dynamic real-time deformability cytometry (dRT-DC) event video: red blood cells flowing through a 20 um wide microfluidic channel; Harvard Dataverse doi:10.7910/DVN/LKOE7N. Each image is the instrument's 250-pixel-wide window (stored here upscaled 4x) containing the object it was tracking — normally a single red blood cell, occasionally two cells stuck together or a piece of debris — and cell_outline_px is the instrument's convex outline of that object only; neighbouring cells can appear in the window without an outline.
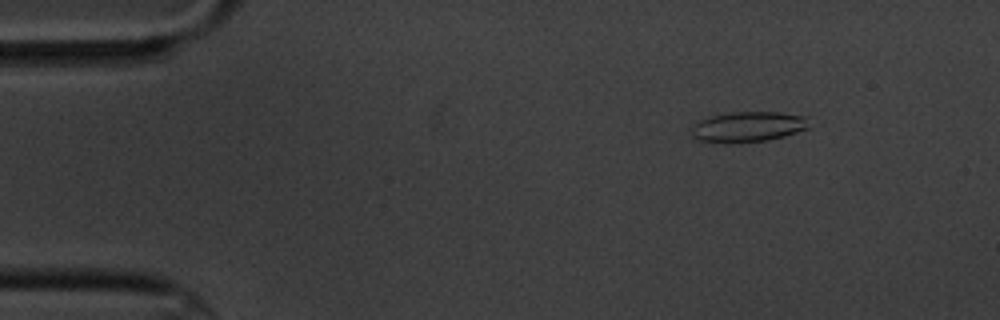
{"species": "common noctule bat (a hibernating species)", "species_latin": "Nyctalus noctula", "temperature_condition": "cold", "stored_images_in_passage": 6, "camera_frame_rate_fps": 3000, "um_per_image_px": 0.085, "animal": {"sex": "male", "body_mass_g": 20.1, "forearm_length_mm": 53.5}, "frame": {"image": 1, "passage_image": 3, "time_ms": 2.333, "image_size_px": [1000, 320], "cell_outline_px": [[808, 128], [784, 136], [768, 140], [724, 144], [700, 140], [692, 136], [692, 128], [700, 120], [712, 116], [728, 112], [780, 112], [808, 116]], "centroid_in_image_um": [63.6, 10.78], "position_along_channel_um": 21.4, "area_um2": 20.87}}
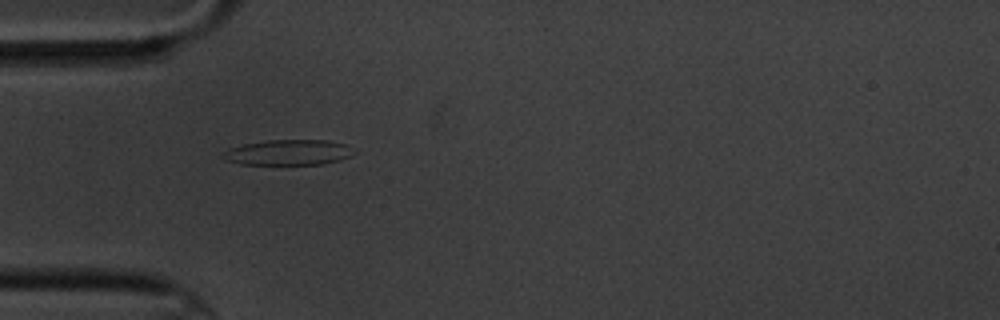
{"frame": {"image": 2, "passage_image": 5, "time_ms": 5.667, "image_size_px": [1000, 320], "cell_outline_px": [[356, 152], [352, 156], [340, 160], [324, 164], [240, 164], [224, 160], [220, 156], [228, 148], [244, 144], [268, 140], [328, 140], [348, 144]], "centroid_in_image_um": [24.54, 12.95], "position_along_channel_um": 60.5, "area_um2": 19.65}}